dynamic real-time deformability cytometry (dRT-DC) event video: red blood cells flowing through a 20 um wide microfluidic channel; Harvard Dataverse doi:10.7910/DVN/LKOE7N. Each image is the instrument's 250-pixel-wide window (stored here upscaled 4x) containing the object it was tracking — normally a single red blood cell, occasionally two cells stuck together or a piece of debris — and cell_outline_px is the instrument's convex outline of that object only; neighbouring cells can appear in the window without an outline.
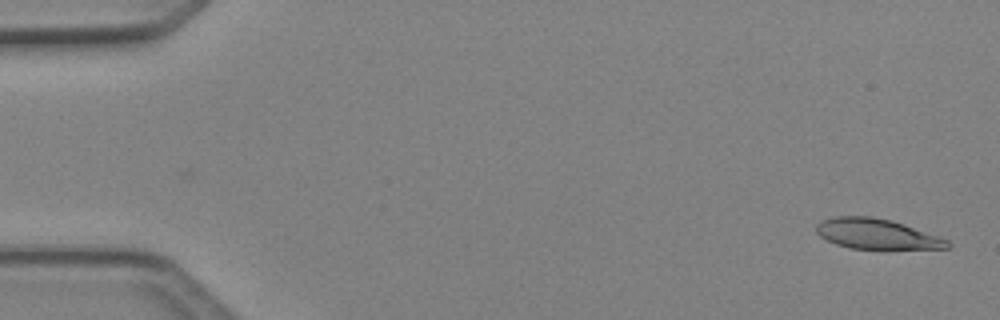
{"species": "Egyptian fruit bat (a non-hibernating species)", "species_latin": "Rousettus aegyptiacus", "temperature_condition": "cold", "stored_images_in_passage": 9, "camera_frame_rate_fps": 3000, "um_per_image_px": 0.085, "animal": {"sex": "female"}, "frame": {"image": 1, "passage_image": 1, "time_ms": 0.0, "image_size_px": [1000, 320], "cell_outline_px": [[952, 244], [948, 248], [848, 248], [836, 244], [820, 236], [816, 232], [816, 224], [820, 220], [836, 216], [872, 216], [892, 220], [904, 224], [948, 240]], "centroid_in_image_um": [74.46, 19.86], "position_along_channel_um": 10.5, "area_um2": 22.83}}